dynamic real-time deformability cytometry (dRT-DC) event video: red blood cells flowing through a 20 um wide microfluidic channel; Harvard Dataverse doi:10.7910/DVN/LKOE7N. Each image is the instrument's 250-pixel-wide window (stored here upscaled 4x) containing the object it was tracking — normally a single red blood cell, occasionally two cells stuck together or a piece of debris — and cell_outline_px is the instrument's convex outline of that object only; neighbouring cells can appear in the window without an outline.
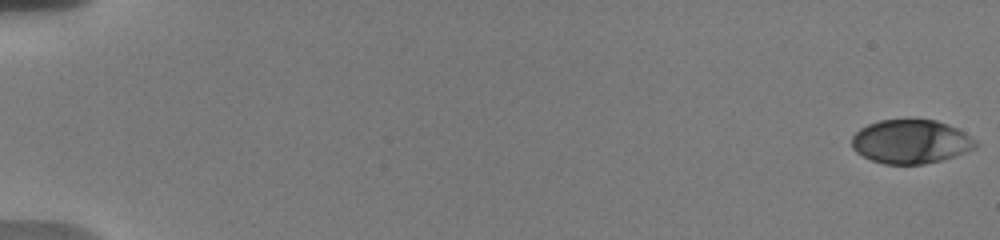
{"species": "human", "species_latin": "Homo sapiens", "temperature_condition": "warm", "stored_images_in_passage": 57, "camera_frame_rate_fps": 3000, "um_per_image_px": 0.085, "donor": {"sex": "male"}, "frame": {"image": 1, "passage_image": 1, "time_ms": 0.0, "image_size_px": [1000, 240], "cell_outline_px": [[980, 144], [976, 148], [940, 160], [924, 164], [884, 164], [872, 160], [856, 152], [852, 148], [852, 136], [860, 128], [868, 124], [880, 120], [936, 120], [956, 128], [964, 132], [976, 140]], "centroid_in_image_um": [77.41, 12.04], "position_along_channel_um": 7.6, "area_um2": 31.44}}
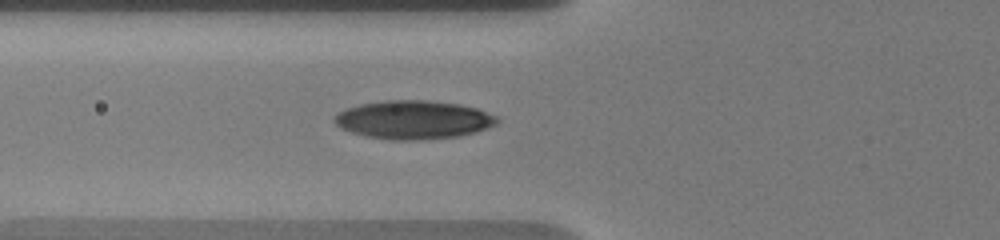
{"frame": {"image": 2, "passage_image": 23, "time_ms": 7.333, "image_size_px": [1000, 240], "cell_outline_px": [[500, 120], [496, 124], [476, 132], [460, 136], [424, 140], [392, 140], [368, 136], [352, 132], [340, 128], [332, 120], [332, 116], [348, 108], [360, 104], [388, 100], [428, 100], [460, 104], [476, 108], [496, 116]], "centroid_in_image_um": [35.15, 10.18], "position_along_channel_um": 90.7, "area_um2": 36.53}}
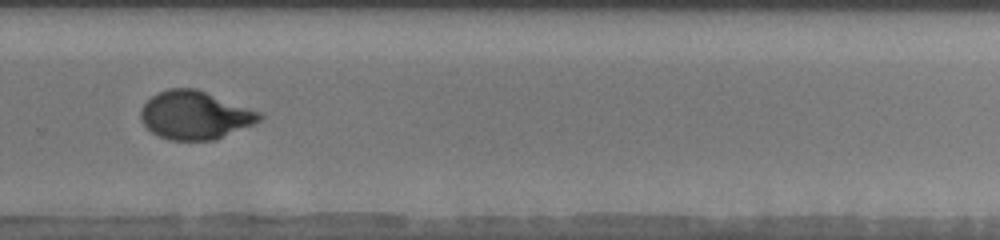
{"frame": {"image": 3, "passage_image": 41, "time_ms": 13.333, "image_size_px": [1000, 240], "cell_outline_px": [[264, 116], [260, 120], [252, 124], [212, 140], [168, 140], [152, 132], [140, 120], [140, 108], [156, 92], [168, 88], [196, 88], [260, 112]], "centroid_in_image_um": [16.52, 9.77], "position_along_channel_um": 313.3, "area_um2": 33.06}, "authors_computed_cell_mechanics": {"area_um2": 33.4084, "velocity_mm_per_s": 3.7059, "shape_relaxation_time_tau1_ms": 5.6595, "shape_relaxation_time_tau2_ms": null, "deformation_change_tau1": 0.21, "deformation_change_tau2": null}}